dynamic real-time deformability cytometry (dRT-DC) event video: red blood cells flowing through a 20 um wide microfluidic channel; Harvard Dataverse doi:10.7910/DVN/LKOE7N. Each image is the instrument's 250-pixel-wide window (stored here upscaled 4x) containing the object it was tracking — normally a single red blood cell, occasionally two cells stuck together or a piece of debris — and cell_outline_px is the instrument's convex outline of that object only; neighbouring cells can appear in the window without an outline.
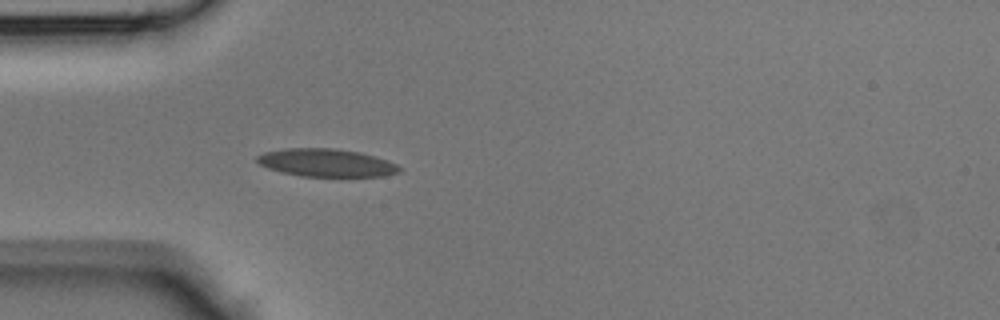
{"species": "Egyptian fruit bat (a non-hibernating species)", "species_latin": "Rousettus aegyptiacus", "temperature_condition": "room temperature", "stored_images_in_passage": 32, "camera_frame_rate_fps": 3000, "um_per_image_px": 0.085, "animal": {"sex": "male"}, "frame": {"image": 1, "passage_image": 1, "time_ms": 0.0, "image_size_px": [1000, 320], "cell_outline_px": [[400, 172], [384, 176], [300, 176], [280, 172], [268, 168], [260, 164], [256, 160], [256, 156], [264, 152], [284, 148], [336, 148], [360, 152], [388, 160], [396, 164], [400, 168]], "centroid_in_image_um": [27.72, 13.83], "position_along_channel_um": 57.3, "area_um2": 23.18}}
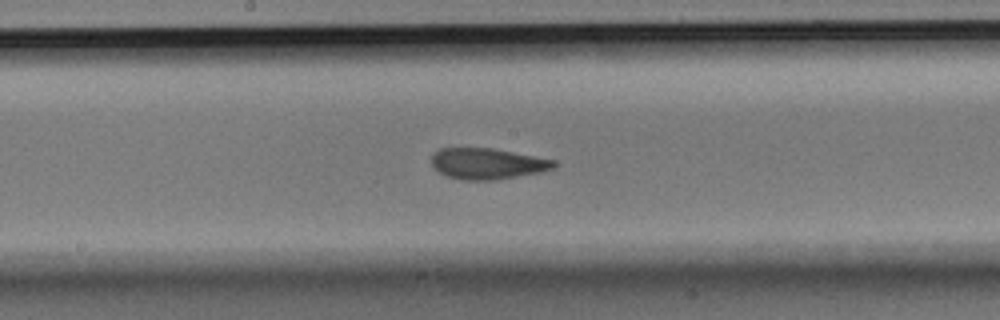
{"frame": {"image": 2, "passage_image": 11, "time_ms": 3.333, "image_size_px": [1000, 320], "cell_outline_px": [[556, 164], [552, 168], [540, 172], [496, 180], [460, 180], [448, 176], [432, 168], [432, 152], [440, 148], [492, 148], [556, 160]], "centroid_in_image_um": [41.39, 13.91], "position_along_channel_um": 206.8, "area_um2": 22.14}}
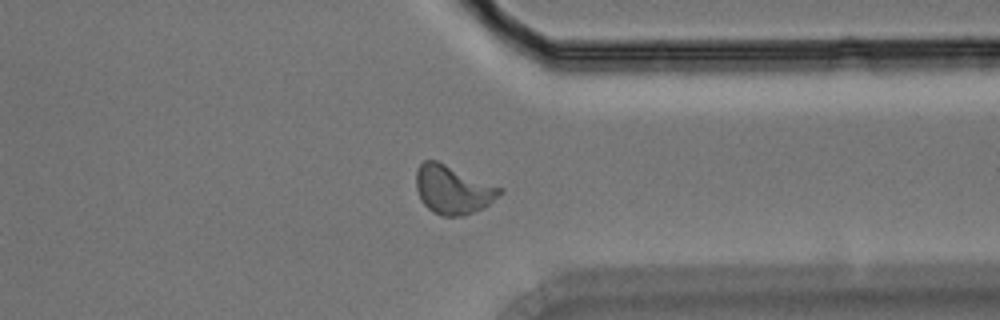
{"frame": {"image": 3, "passage_image": 22, "time_ms": 7.0, "image_size_px": [1000, 320], "cell_outline_px": [[504, 192], [484, 208], [464, 216], [440, 216], [432, 212], [420, 200], [416, 188], [416, 168], [424, 160], [436, 160], [504, 188]], "centroid_in_image_um": [38.5, 16.13], "position_along_channel_um": 372.9, "area_um2": 23.99}}